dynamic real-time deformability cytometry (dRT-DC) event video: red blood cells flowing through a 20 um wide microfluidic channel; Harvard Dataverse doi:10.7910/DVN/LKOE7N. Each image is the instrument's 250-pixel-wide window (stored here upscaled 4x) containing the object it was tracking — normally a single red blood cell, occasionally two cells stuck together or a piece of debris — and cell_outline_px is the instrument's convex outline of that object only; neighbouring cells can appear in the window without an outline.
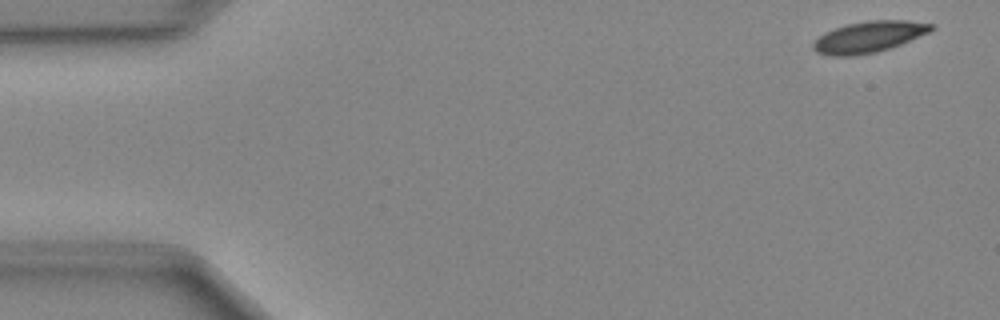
{"species": "Egyptian fruit bat (a non-hibernating species)", "species_latin": "Rousettus aegyptiacus", "temperature_condition": "cold", "stored_images_in_passage": 49, "camera_frame_rate_fps": 3000, "um_per_image_px": 0.085, "animal": {"sex": "female"}, "frame": {"image": 1, "passage_image": 2, "time_ms": 0.333, "image_size_px": [1000, 320], "cell_outline_px": [[936, 28], [928, 32], [900, 44], [876, 52], [852, 56], [832, 56], [816, 52], [812, 48], [812, 44], [824, 32], [848, 24], [868, 20], [908, 20], [932, 24]], "centroid_in_image_um": [73.83, 3.13], "position_along_channel_um": 11.2, "area_um2": 21.21}}
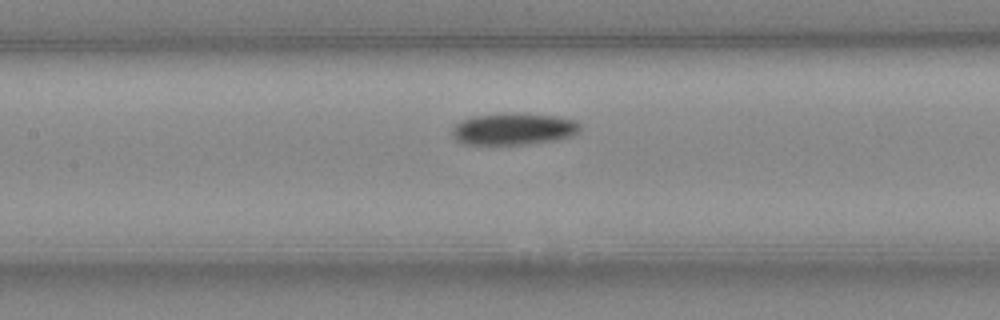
{"frame": {"image": 2, "passage_image": 22, "time_ms": 7.0, "image_size_px": [1000, 320], "cell_outline_px": [[580, 128], [572, 136], [556, 140], [528, 144], [464, 144], [456, 140], [452, 136], [452, 128], [456, 124], [472, 116], [512, 112], [556, 116], [576, 120], [580, 124]], "centroid_in_image_um": [43.66, 10.95], "position_along_channel_um": 163.7, "area_um2": 23.81}}
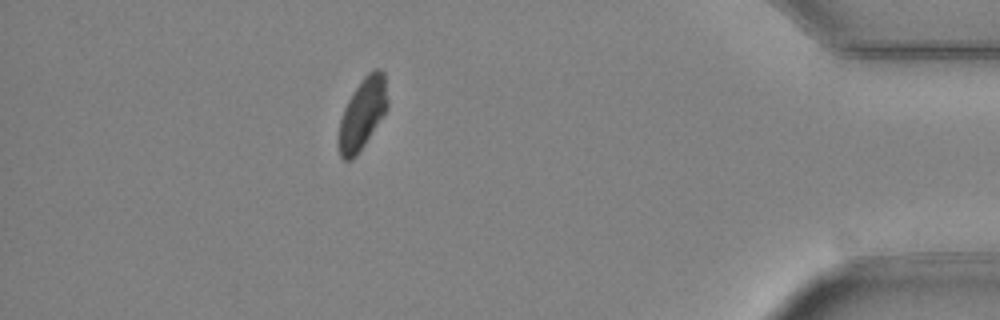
{"frame": {"image": 3, "passage_image": 43, "time_ms": 14.0, "image_size_px": [1000, 320], "cell_outline_px": [[388, 108], [356, 156], [352, 160], [344, 160], [340, 156], [336, 140], [340, 120], [344, 108], [348, 100], [364, 76], [372, 68], [380, 68], [384, 72], [388, 100]], "centroid_in_image_um": [30.79, 9.66], "position_along_channel_um": 404.4, "area_um2": 20.35}}